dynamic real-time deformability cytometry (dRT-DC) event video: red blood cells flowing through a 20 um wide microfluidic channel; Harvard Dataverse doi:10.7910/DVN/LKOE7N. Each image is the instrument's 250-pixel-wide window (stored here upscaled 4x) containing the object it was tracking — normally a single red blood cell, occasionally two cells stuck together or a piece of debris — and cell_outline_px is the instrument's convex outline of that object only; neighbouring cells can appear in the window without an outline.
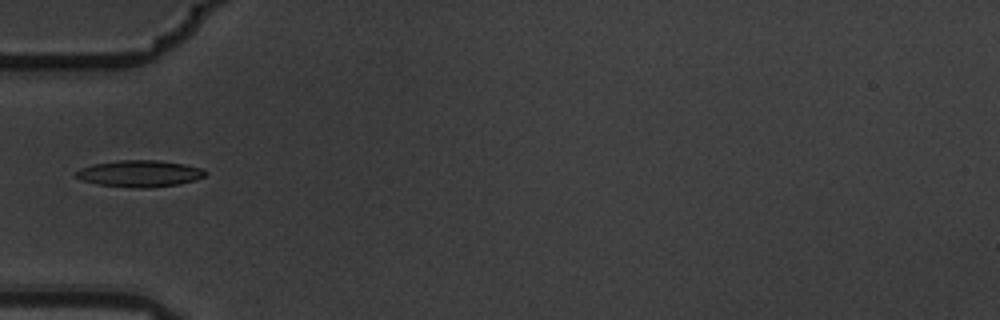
{"species": "common noctule bat (a hibernating species)", "species_latin": "Nyctalus noctula", "temperature_condition": "warm", "stored_images_in_passage": 7, "camera_frame_rate_fps": 3000, "um_per_image_px": 0.085, "animal": {"sex": "male", "body_mass_g": 19.5, "forearm_length_mm": 54.6}, "frame": {"image": 1, "passage_image": 6, "time_ms": 1.667, "image_size_px": [1000, 320], "cell_outline_px": [[208, 172], [204, 176], [196, 180], [180, 184], [148, 188], [132, 188], [96, 184], [80, 180], [76, 176], [76, 172], [80, 168], [92, 164], [116, 160], [156, 160], [184, 164], [200, 168]], "centroid_in_image_um": [11.85, 14.76], "position_along_channel_um": 73.2, "area_um2": 20.23}}
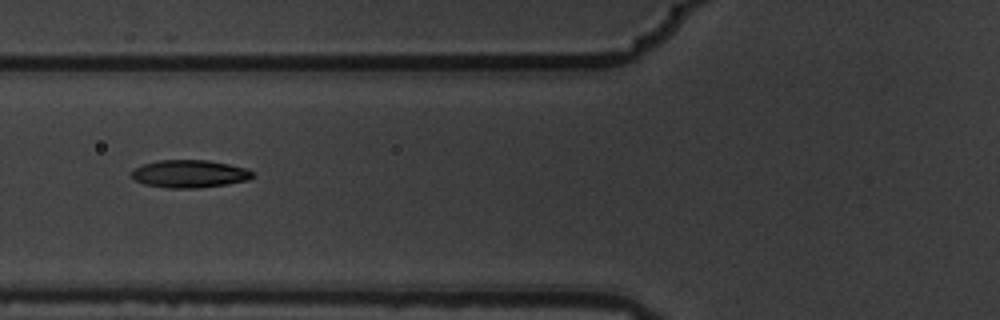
{"frame": {"image": 2, "passage_image": 7, "time_ms": 2.0, "image_size_px": [1000, 320], "cell_outline_px": [[256, 176], [248, 180], [200, 188], [168, 188], [144, 184], [136, 180], [132, 176], [132, 172], [136, 168], [144, 164], [156, 160], [208, 160], [248, 168]], "centroid_in_image_um": [16.15, 14.77], "position_along_channel_um": 109.7, "area_um2": 19.48}}